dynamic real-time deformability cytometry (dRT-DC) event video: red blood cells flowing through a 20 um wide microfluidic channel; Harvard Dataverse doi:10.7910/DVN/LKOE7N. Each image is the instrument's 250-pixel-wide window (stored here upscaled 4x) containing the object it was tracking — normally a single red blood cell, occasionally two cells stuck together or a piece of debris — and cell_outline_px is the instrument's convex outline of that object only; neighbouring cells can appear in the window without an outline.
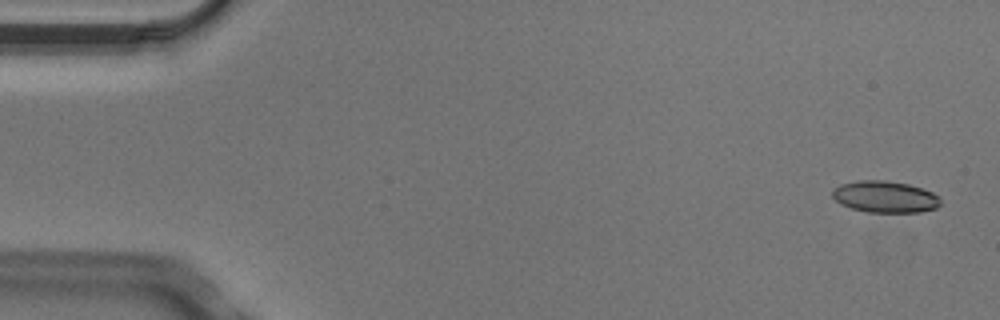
{"species": "Egyptian fruit bat (a non-hibernating species)", "species_latin": "Rousettus aegyptiacus", "temperature_condition": "cold", "stored_images_in_passage": 7, "camera_frame_rate_fps": 3000, "um_per_image_px": 0.085, "animal": {"sex": "male"}, "frame": {"image": 1, "passage_image": 1, "time_ms": 0.0, "image_size_px": [1000, 320], "cell_outline_px": [[940, 204], [936, 208], [920, 212], [868, 212], [852, 208], [840, 204], [832, 196], [832, 188], [840, 184], [860, 180], [884, 180], [908, 184], [932, 192], [940, 196]], "centroid_in_image_um": [75.21, 16.72], "position_along_channel_um": 9.8, "area_um2": 19.94}}
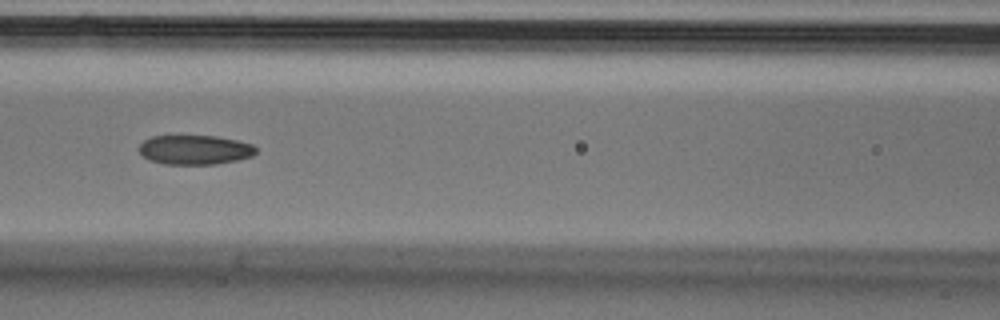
{"frame": {"image": 2, "passage_image": 7, "time_ms": 2.0, "image_size_px": [1000, 320], "cell_outline_px": [[256, 152], [252, 156], [236, 160], [216, 164], [164, 164], [148, 160], [140, 152], [140, 144], [144, 140], [152, 136], [216, 136], [236, 140], [252, 144], [256, 148]], "centroid_in_image_um": [16.56, 12.73], "position_along_channel_um": 150.0, "area_um2": 19.94}}